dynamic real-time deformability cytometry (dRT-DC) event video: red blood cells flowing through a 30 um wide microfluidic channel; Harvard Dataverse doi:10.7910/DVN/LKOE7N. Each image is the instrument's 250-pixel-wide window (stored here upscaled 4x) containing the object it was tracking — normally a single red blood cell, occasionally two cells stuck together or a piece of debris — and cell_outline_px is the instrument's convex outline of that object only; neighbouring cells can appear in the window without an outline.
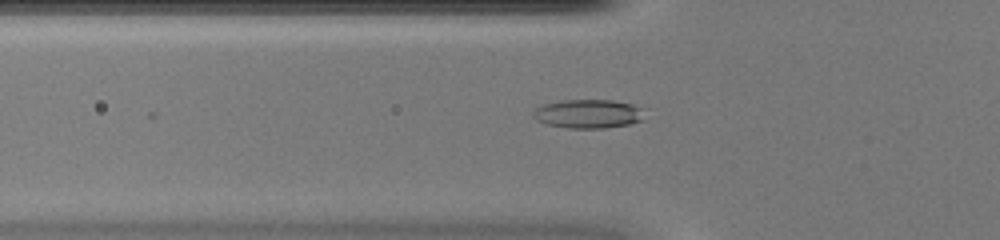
{"species": "common noctule bat (a hibernating species)", "species_latin": "Nyctalus noctula", "temperature_condition": "warm", "stored_images_in_passage": 11, "camera_frame_rate_fps": 3000, "um_per_image_px": 0.085, "animal": {"sex": "female", "body_mass_g": 20.0, "forearm_length_mm": 54.0}, "frame": {"image": 1, "passage_image": 4, "time_ms": 1.0, "image_size_px": [1000, 240], "cell_outline_px": [[644, 120], [628, 124], [604, 128], [568, 128], [548, 124], [536, 120], [532, 116], [532, 112], [536, 108], [544, 104], [560, 100], [612, 100], [632, 104], [644, 108]], "centroid_in_image_um": [50.02, 9.67], "position_along_channel_um": 75.8, "area_um2": 18.84}}
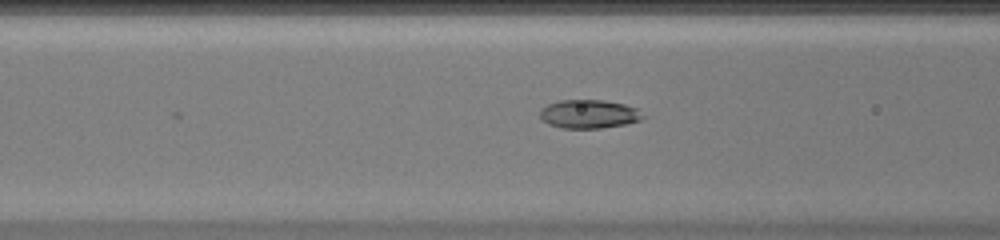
{"frame": {"image": 2, "passage_image": 7, "time_ms": 2.0, "image_size_px": [1000, 240], "cell_outline_px": [[648, 116], [640, 120], [628, 124], [600, 128], [560, 128], [548, 124], [540, 120], [540, 108], [548, 104], [560, 100], [604, 100], [624, 104], [636, 108]], "centroid_in_image_um": [50.07, 9.7], "position_along_channel_um": 116.5, "area_um2": 17.46}}
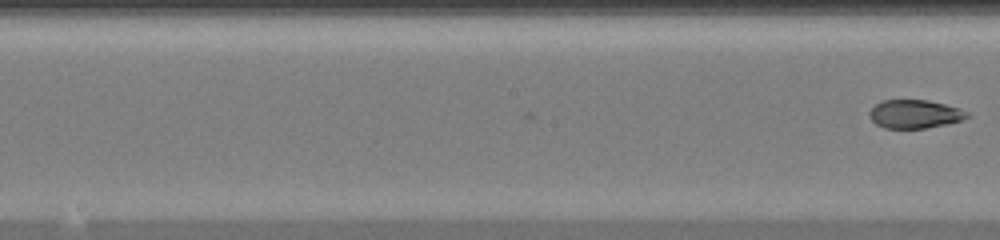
{"frame": {"image": 3, "passage_image": 11, "time_ms": 3.333, "image_size_px": [1000, 240], "cell_outline_px": [[972, 112], [968, 116], [960, 120], [944, 124], [924, 128], [884, 128], [876, 124], [868, 116], [868, 112], [876, 104], [884, 100], [928, 100], [960, 108]], "centroid_in_image_um": [77.74, 9.68], "position_along_channel_um": 170.5, "area_um2": 16.13}}